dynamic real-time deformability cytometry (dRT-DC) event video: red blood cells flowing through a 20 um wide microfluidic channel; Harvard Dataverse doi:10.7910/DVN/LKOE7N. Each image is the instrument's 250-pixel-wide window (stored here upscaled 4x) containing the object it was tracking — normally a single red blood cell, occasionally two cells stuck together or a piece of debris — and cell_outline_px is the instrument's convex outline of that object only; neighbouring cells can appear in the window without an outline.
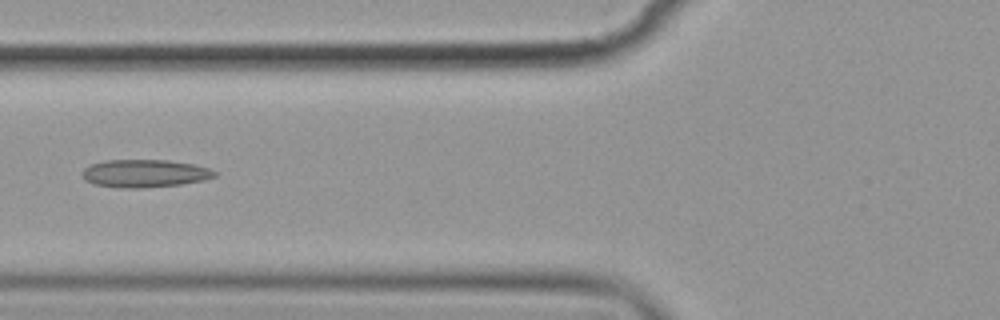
{"species": "common noctule bat (a hibernating species)", "species_latin": "Nyctalus noctula", "temperature_condition": "cold", "stored_images_in_passage": 6, "camera_frame_rate_fps": 3000, "um_per_image_px": 0.085, "animal": {"sex": "female", "body_mass_g": 19.9}, "frame": {"image": 1, "passage_image": 6, "time_ms": 6.667, "image_size_px": [1000, 320], "cell_outline_px": [[220, 172], [216, 176], [204, 180], [180, 184], [140, 188], [120, 188], [96, 184], [84, 180], [80, 172], [84, 168], [92, 164], [104, 160], [168, 160], [196, 164]], "centroid_in_image_um": [12.31, 14.73], "position_along_channel_um": 113.5, "area_um2": 21.62}}